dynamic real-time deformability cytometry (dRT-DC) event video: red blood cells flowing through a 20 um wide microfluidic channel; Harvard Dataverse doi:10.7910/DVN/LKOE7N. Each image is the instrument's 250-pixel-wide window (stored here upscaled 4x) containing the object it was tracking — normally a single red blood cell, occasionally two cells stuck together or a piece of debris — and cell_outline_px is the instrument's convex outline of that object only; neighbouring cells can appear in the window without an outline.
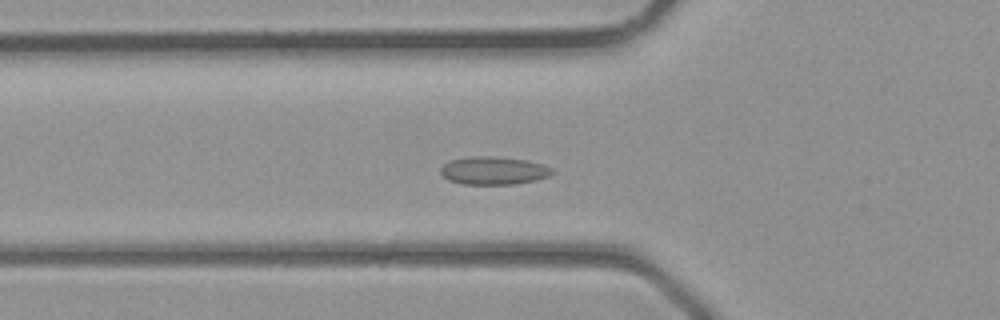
{"species": "common noctule bat (a hibernating species)", "species_latin": "Nyctalus noctula", "temperature_condition": "room temperature", "stored_images_in_passage": 39, "camera_frame_rate_fps": 3000, "um_per_image_px": 0.085, "animal": {"sex": "male", "body_mass_g": 23.1, "forearm_length_mm": 52.7}, "frame": {"image": 1, "passage_image": 13, "time_ms": 4.0, "image_size_px": [1000, 320], "cell_outline_px": [[552, 172], [548, 176], [536, 180], [516, 184], [464, 184], [448, 180], [440, 172], [440, 168], [448, 160], [468, 156], [496, 156], [524, 160], [540, 164], [552, 168]], "centroid_in_image_um": [41.9, 14.49], "position_along_channel_um": 83.9, "area_um2": 18.15}}
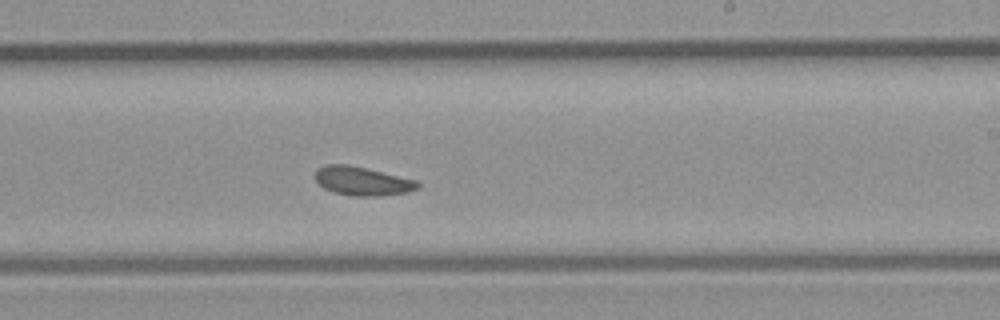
{"frame": {"image": 2, "passage_image": 23, "time_ms": 7.333, "image_size_px": [1000, 320], "cell_outline_px": [[420, 188], [408, 192], [380, 196], [352, 196], [332, 192], [324, 188], [316, 180], [316, 168], [324, 164], [348, 164], [416, 180], [420, 184]], "centroid_in_image_um": [30.78, 15.39], "position_along_channel_um": 258.2, "area_um2": 17.22}}
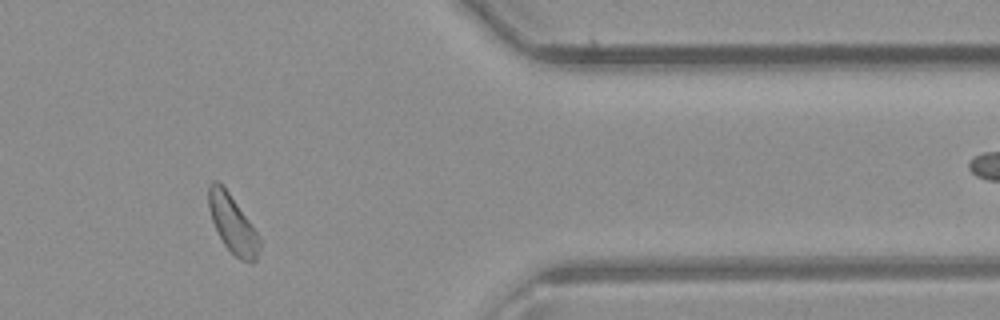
{"frame": {"image": 3, "passage_image": 32, "time_ms": 10.333, "image_size_px": [1000, 320], "cell_outline_px": [[260, 248], [256, 260], [252, 264], [240, 260], [224, 244], [212, 220], [208, 208], [208, 184], [212, 180], [216, 180], [228, 192], [252, 224], [260, 236]], "centroid_in_image_um": [19.79, 19.05], "position_along_channel_um": 391.6, "area_um2": 17.11}}